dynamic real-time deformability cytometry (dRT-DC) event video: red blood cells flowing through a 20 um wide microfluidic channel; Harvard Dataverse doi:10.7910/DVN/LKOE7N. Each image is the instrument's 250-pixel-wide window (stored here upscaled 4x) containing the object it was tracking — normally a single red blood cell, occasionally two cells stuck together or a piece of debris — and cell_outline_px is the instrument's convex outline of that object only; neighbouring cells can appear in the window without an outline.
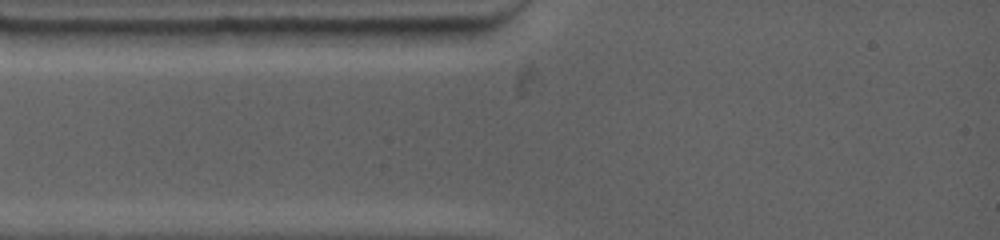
{"species": "common noctule bat (a hibernating species)", "species_latin": "Nyctalus noctula", "temperature_condition": "warm", "stored_images_in_passage": 2, "segment_of_instrument_passage": [1, 2], "camera_frame_rate_fps": 4500, "um_per_image_px": 0.085, "animal": {"sex": "female", "body_mass_g": 19.0, "forearm_length_mm": 53.3}, "frame": {"image": 1, "passage_image": 1, "time_ms": 0.0, "image_size_px": [1000, 240], "cell_outline_px": [[192, 32], [184, 48], [112, 44], [104, 32], [120, 28], [184, 28]], "centroid_in_image_um": [12.75, 3.14], "position_along_channel_um": 72.2, "area_um2": 10.29}}